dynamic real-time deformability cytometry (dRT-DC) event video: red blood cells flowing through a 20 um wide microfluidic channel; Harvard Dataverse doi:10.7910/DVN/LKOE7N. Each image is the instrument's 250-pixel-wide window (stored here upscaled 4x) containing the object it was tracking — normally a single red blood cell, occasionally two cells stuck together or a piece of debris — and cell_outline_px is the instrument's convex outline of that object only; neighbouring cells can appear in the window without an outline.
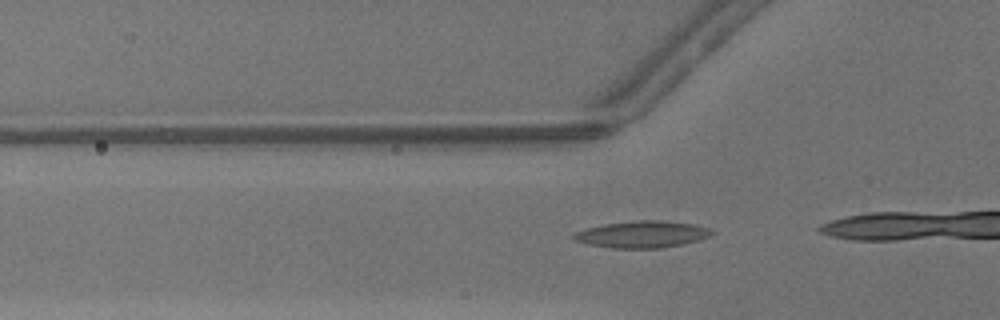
{"species": "common noctule bat (a hibernating species)", "species_latin": "Nyctalus noctula", "temperature_condition": "warm", "stored_images_in_passage": 6, "camera_frame_rate_fps": 3000, "um_per_image_px": 0.085, "animal": {"sex": "male", "body_mass_g": 13.3}, "frame": {"image": 1, "passage_image": 2, "time_ms": 0.333, "image_size_px": [1000, 320], "cell_outline_px": [[716, 232], [700, 240], [684, 244], [660, 248], [612, 248], [588, 244], [576, 240], [572, 236], [576, 232], [588, 228], [604, 224], [636, 220], [664, 220], [692, 224], [712, 228]], "centroid_in_image_um": [54.65, 19.91], "position_along_channel_um": 71.1, "area_um2": 21.56}}
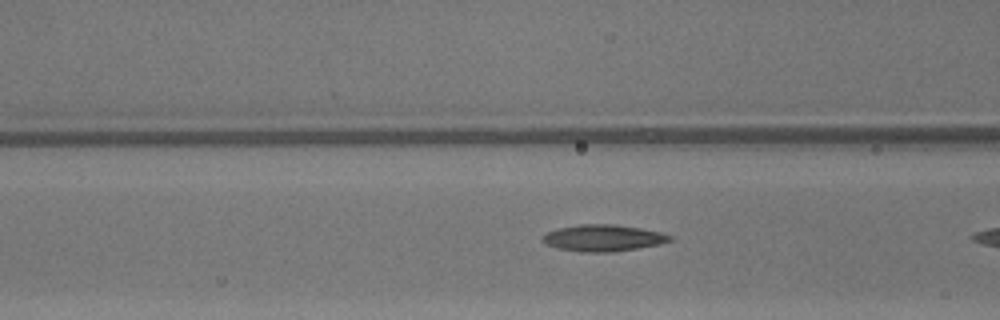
{"frame": {"image": 2, "passage_image": 5, "time_ms": 1.333, "image_size_px": [1000, 320], "cell_outline_px": [[672, 240], [660, 244], [612, 252], [584, 252], [556, 248], [544, 244], [540, 240], [540, 236], [548, 232], [560, 228], [580, 224], [616, 224], [640, 228], [660, 232], [672, 236]], "centroid_in_image_um": [51.22, 20.23], "position_along_channel_um": 115.4, "area_um2": 19.77}}